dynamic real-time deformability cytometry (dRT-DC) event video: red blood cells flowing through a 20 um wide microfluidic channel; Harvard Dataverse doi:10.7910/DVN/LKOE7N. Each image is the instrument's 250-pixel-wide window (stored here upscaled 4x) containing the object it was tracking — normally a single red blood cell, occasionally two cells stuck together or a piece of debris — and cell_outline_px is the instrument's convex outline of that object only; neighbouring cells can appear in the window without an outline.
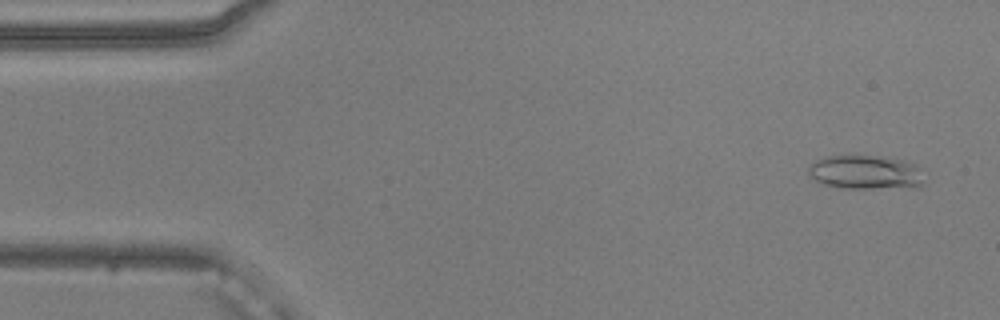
{"species": "common noctule bat (a hibernating species)", "species_latin": "Nyctalus noctula", "temperature_condition": "warm", "stored_images_in_passage": 9, "camera_frame_rate_fps": 3000, "um_per_image_px": 0.085, "animal": {"sex": "male", "body_mass_g": 20.5, "forearm_length_mm": 52.5}, "frame": {"image": 1, "passage_image": 3, "time_ms": 0.667, "image_size_px": [1000, 320], "cell_outline_px": [[924, 184], [920, 188], [840, 188], [824, 184], [816, 180], [808, 172], [808, 168], [816, 160], [828, 156], [876, 156], [900, 160], [916, 164]], "centroid_in_image_um": [73.6, 14.67], "position_along_channel_um": 11.4, "area_um2": 22.77}}